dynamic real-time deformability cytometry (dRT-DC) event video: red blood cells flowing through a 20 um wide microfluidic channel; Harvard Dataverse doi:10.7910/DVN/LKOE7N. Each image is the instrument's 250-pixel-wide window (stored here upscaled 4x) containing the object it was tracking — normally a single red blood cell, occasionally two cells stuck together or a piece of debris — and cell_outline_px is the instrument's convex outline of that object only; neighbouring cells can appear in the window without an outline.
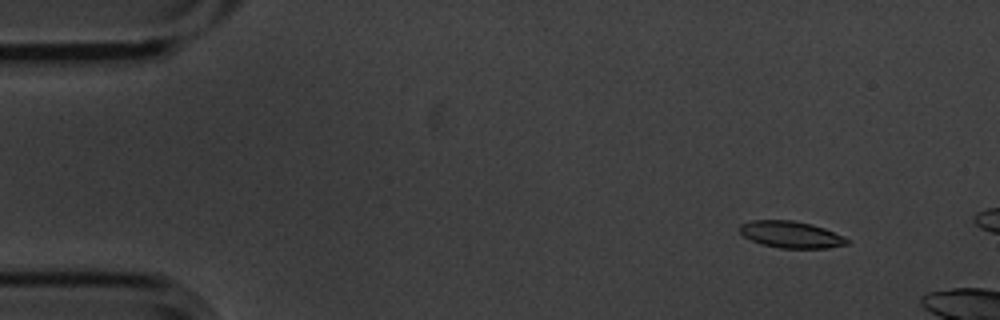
{"species": "common noctule bat (a hibernating species)", "species_latin": "Nyctalus noctula", "temperature_condition": "cold", "stored_images_in_passage": 3, "camera_frame_rate_fps": 3000, "um_per_image_px": 0.085, "animal": {"sex": "male", "body_mass_g": 20.1, "forearm_length_mm": 53.5}, "frame": {"image": 1, "passage_image": 1, "time_ms": 0.0, "image_size_px": [1000, 320], "cell_outline_px": [[848, 244], [828, 248], [780, 248], [760, 244], [744, 236], [740, 232], [740, 224], [752, 220], [792, 220], [812, 224], [824, 228], [844, 236], [848, 240]], "centroid_in_image_um": [67.23, 19.93], "position_along_channel_um": 17.8, "area_um2": 16.7}}